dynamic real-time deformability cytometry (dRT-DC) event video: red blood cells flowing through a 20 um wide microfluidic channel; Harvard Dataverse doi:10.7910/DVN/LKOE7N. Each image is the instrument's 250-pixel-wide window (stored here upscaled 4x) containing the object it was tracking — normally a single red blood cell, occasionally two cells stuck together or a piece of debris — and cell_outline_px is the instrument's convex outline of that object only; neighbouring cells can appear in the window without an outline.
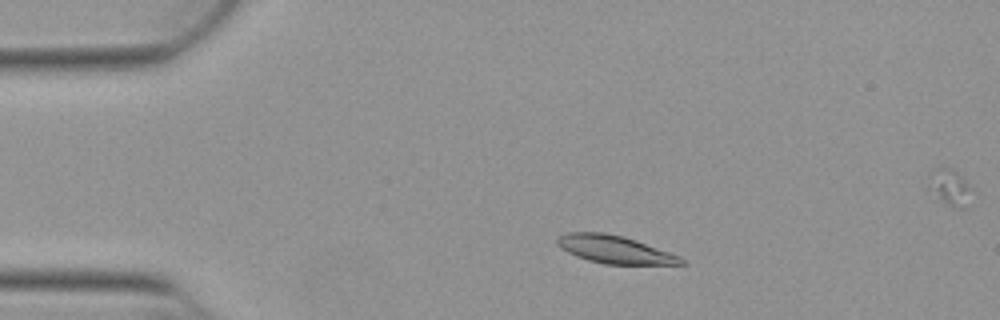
{"species": "Egyptian fruit bat (a non-hibernating species)", "species_latin": "Rousettus aegyptiacus", "temperature_condition": "warm", "stored_images_in_passage": 46, "camera_frame_rate_fps": 3000, "um_per_image_px": 0.085, "animal": {"sex": "female"}, "frame": {"image": 1, "passage_image": 3, "time_ms": 0.667, "image_size_px": [1000, 320], "cell_outline_px": [[688, 264], [604, 264], [588, 260], [576, 256], [560, 248], [556, 244], [556, 236], [568, 232], [604, 232], [624, 236], [636, 240], [680, 256]], "centroid_in_image_um": [52.21, 21.19], "position_along_channel_um": 32.8, "area_um2": 20.17}}
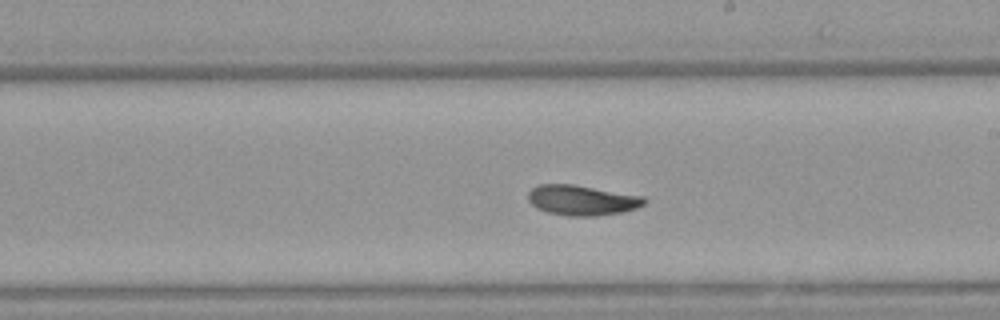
{"frame": {"image": 2, "passage_image": 23, "time_ms": 7.333, "image_size_px": [1000, 320], "cell_outline_px": [[648, 200], [644, 204], [636, 208], [620, 212], [596, 216], [568, 216], [548, 212], [536, 208], [528, 200], [528, 192], [532, 188], [540, 184], [572, 184], [644, 196]], "centroid_in_image_um": [49.46, 17.01], "position_along_channel_um": 239.5, "area_um2": 20.4}}
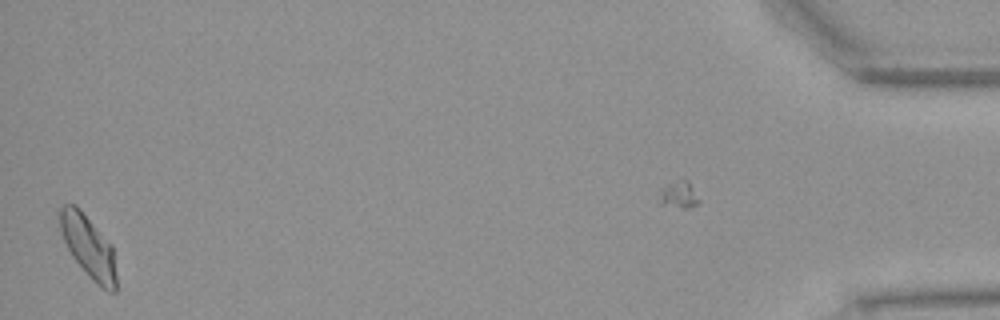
{"frame": {"image": 3, "passage_image": 45, "time_ms": 14.667, "image_size_px": [1000, 320], "cell_outline_px": [[116, 292], [108, 292], [96, 284], [88, 276], [72, 256], [60, 232], [60, 208], [64, 204], [76, 204], [112, 244], [116, 276]], "centroid_in_image_um": [7.53, 20.97], "position_along_channel_um": 427.7, "area_um2": 20.52}, "authors_computed_cell_mechanics": {"area_um2": 19.941, "velocity_mm_per_s": 3.8427, "shape_relaxation_time_tau1_ms": 6.1736, "shape_relaxation_time_tau2_ms": 2.362, "deformation_change_tau1": 0.161, "deformation_change_tau2": 0.0686}}